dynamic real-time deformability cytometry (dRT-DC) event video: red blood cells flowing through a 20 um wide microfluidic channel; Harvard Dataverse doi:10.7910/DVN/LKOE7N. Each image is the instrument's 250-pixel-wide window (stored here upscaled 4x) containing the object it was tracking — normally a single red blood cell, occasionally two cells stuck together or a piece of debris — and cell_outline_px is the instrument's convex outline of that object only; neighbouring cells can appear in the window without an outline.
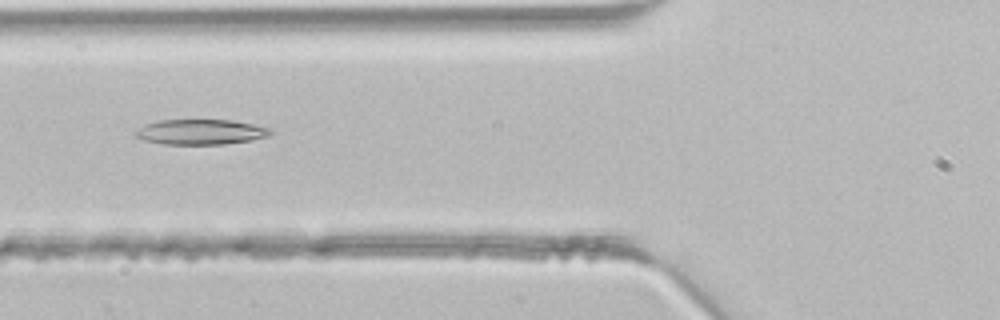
{"species": "common noctule bat (a hibernating species)", "species_latin": "Nyctalus noctula", "temperature_condition": "room temperature", "stored_images_in_passage": 43, "camera_frame_rate_fps": 3000, "um_per_image_px": 0.085, "animal": {"sex": "male", "body_mass_g": 21.5, "forearm_length_mm": 52.0}, "frame": {"image": 1, "passage_image": 16, "time_ms": 5.0, "image_size_px": [1000, 320], "cell_outline_px": [[272, 132], [268, 136], [252, 140], [224, 144], [164, 144], [144, 140], [136, 136], [136, 132], [140, 128], [148, 124], [160, 120], [232, 120], [272, 128]], "centroid_in_image_um": [17.12, 11.22], "position_along_channel_um": 108.7, "area_um2": 19.59}}
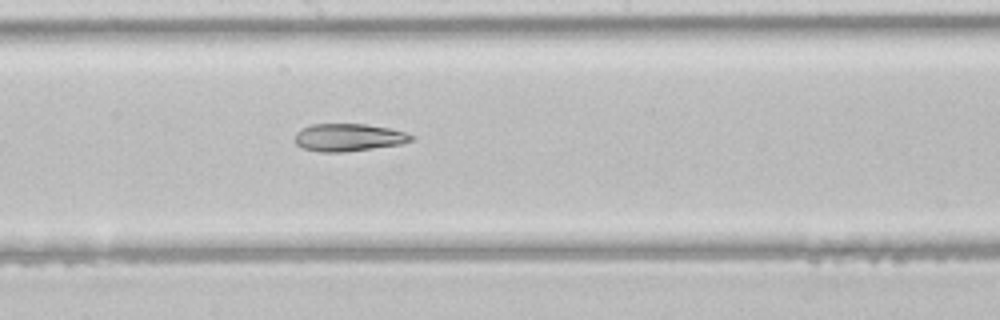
{"frame": {"image": 2, "passage_image": 23, "time_ms": 7.333, "image_size_px": [1000, 320], "cell_outline_px": [[416, 136], [412, 140], [400, 144], [344, 152], [320, 152], [304, 148], [296, 144], [292, 140], [296, 132], [312, 124], [364, 124], [388, 128], [404, 132]], "centroid_in_image_um": [29.59, 11.68], "position_along_channel_um": 218.6, "area_um2": 18.61}}
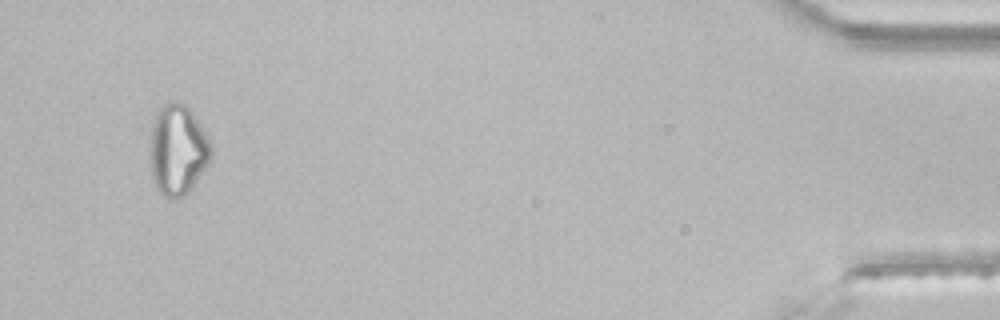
{"frame": {"image": 3, "passage_image": 41, "time_ms": 13.333, "image_size_px": [1000, 320], "cell_outline_px": [[212, 156], [208, 164], [188, 192], [184, 196], [176, 200], [168, 200], [156, 188], [152, 176], [148, 152], [148, 148], [152, 124], [156, 112], [164, 104], [172, 100], [176, 100], [184, 104], [192, 112], [200, 124], [212, 148]], "centroid_in_image_um": [15.06, 12.76], "position_along_channel_um": 420.1, "area_um2": 32.66}}